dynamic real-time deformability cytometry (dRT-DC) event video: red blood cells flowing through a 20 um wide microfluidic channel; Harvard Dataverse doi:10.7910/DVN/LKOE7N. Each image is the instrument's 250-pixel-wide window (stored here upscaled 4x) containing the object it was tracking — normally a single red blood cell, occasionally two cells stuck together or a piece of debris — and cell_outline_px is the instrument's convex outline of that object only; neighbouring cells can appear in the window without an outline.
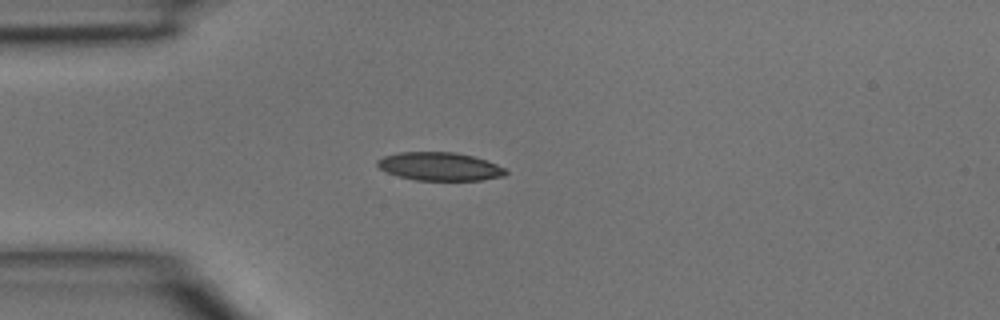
{"species": "common noctule bat (a hibernating species)", "species_latin": "Nyctalus noctula", "temperature_condition": "room temperature", "stored_images_in_passage": 1, "camera_frame_rate_fps": 3000, "um_per_image_px": 0.085, "animal": {"sex": "male", "body_mass_g": 15.6}, "frame": {"image": 1, "passage_image": 1, "time_ms": 0.0, "image_size_px": [1000, 320], "cell_outline_px": [[508, 172], [504, 176], [480, 180], [416, 180], [400, 176], [388, 172], [380, 168], [376, 164], [376, 160], [384, 156], [400, 152], [456, 152], [472, 156], [496, 164], [504, 168]], "centroid_in_image_um": [37.37, 14.14], "position_along_channel_um": 47.6, "area_um2": 20.92}}